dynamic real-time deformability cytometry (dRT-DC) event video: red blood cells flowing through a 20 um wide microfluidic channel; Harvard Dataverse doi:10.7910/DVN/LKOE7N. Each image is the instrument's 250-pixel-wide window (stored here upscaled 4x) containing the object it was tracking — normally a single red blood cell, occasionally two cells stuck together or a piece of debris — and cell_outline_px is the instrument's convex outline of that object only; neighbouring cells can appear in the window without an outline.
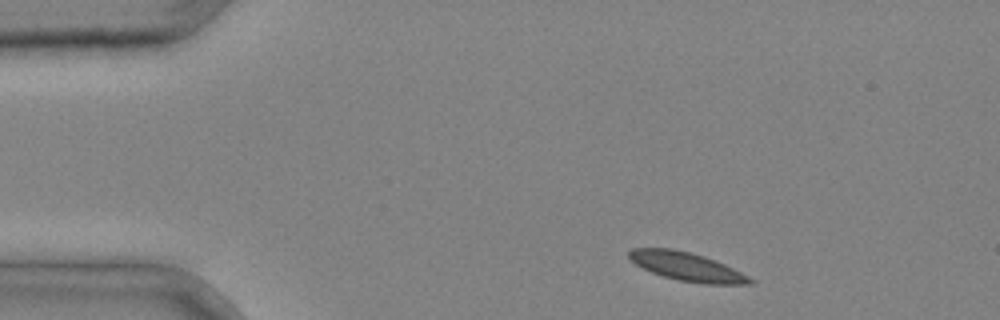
{"species": "common noctule bat (a hibernating species)", "species_latin": "Nyctalus noctula", "temperature_condition": "cold", "stored_images_in_passage": 3, "camera_frame_rate_fps": 3000, "um_per_image_px": 0.085, "animal": {"sex": "male", "body_mass_g": 20.4}, "frame": {"image": 1, "passage_image": 1, "time_ms": 0.0, "image_size_px": [1000, 320], "cell_outline_px": [[756, 280], [752, 284], [704, 284], [680, 280], [664, 276], [652, 272], [636, 264], [628, 256], [628, 252], [632, 248], [672, 248], [704, 256], [724, 264]], "centroid_in_image_um": [58.4, 22.66], "position_along_channel_um": 26.6, "area_um2": 19.83}}
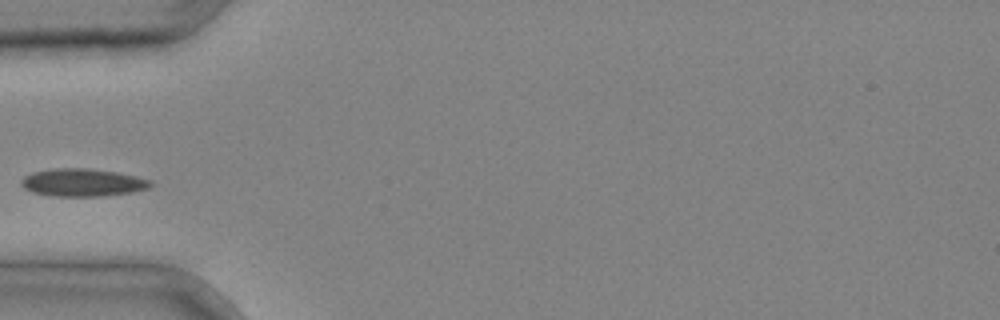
{"frame": {"image": 2, "passage_image": 3, "time_ms": 0.667, "image_size_px": [1000, 320], "cell_outline_px": [[152, 184], [148, 188], [132, 192], [100, 196], [52, 196], [32, 192], [24, 188], [20, 184], [20, 180], [24, 176], [32, 172], [52, 168], [88, 168], [116, 172], [136, 176], [152, 180]], "centroid_in_image_um": [6.99, 15.51], "position_along_channel_um": 78.0, "area_um2": 20.98}}